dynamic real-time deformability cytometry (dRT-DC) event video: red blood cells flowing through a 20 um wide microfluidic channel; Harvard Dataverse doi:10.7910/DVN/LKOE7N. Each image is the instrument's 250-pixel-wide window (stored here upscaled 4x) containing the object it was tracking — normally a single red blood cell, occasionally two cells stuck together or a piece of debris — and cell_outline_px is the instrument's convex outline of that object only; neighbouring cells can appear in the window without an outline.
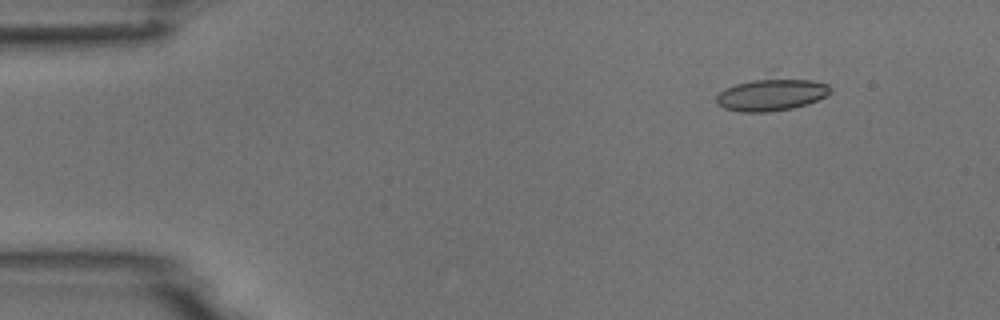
{"species": "common noctule bat (a hibernating species)", "species_latin": "Nyctalus noctula", "temperature_condition": "room temperature", "stored_images_in_passage": 4, "camera_frame_rate_fps": 3000, "um_per_image_px": 0.085, "animal": {"sex": "male", "body_mass_g": 18.8}, "frame": {"image": 1, "passage_image": 2, "time_ms": 1.333, "image_size_px": [1000, 320], "cell_outline_px": [[832, 92], [828, 96], [808, 104], [792, 108], [768, 112], [740, 112], [724, 108], [716, 104], [716, 96], [724, 88], [764, 68], [768, 68], [828, 84], [832, 88]], "centroid_in_image_um": [65.56, 7.85], "position_along_channel_um": 19.4, "area_um2": 24.74}}